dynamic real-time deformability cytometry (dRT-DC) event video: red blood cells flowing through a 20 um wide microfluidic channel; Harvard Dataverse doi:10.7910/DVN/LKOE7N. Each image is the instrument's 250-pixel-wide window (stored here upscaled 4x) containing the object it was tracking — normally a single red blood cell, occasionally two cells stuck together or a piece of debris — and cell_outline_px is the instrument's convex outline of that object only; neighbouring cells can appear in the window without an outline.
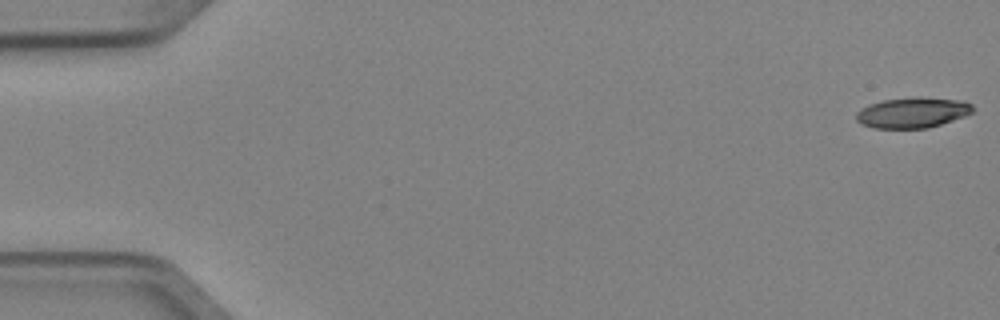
{"species": "Egyptian fruit bat (a non-hibernating species)", "species_latin": "Rousettus aegyptiacus", "temperature_condition": "cold", "stored_images_in_passage": 5, "camera_frame_rate_fps": 3000, "um_per_image_px": 0.085, "animal": {"sex": "female"}, "frame": {"image": 1, "passage_image": 1, "time_ms": 0.0, "image_size_px": [1000, 320], "cell_outline_px": [[972, 112], [964, 116], [928, 128], [876, 128], [864, 124], [856, 120], [856, 112], [860, 108], [868, 104], [884, 100], [964, 100], [972, 104]], "centroid_in_image_um": [77.52, 9.62], "position_along_channel_um": 7.5, "area_um2": 19.59}}
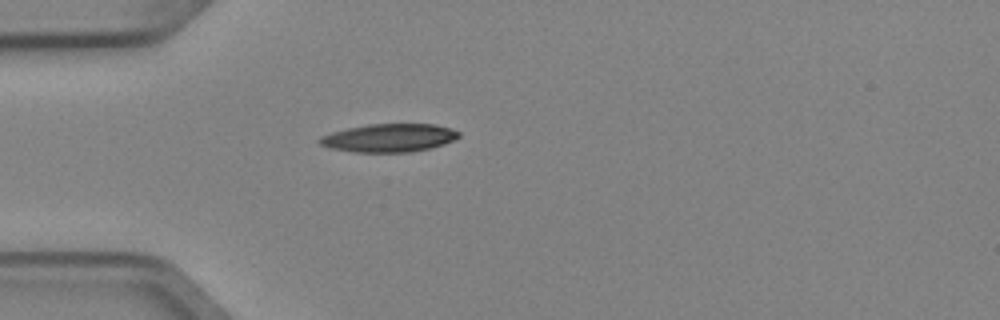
{"frame": {"image": 2, "passage_image": 5, "time_ms": 1.333, "image_size_px": [1000, 320], "cell_outline_px": [[460, 136], [444, 144], [428, 148], [408, 152], [352, 152], [332, 148], [320, 144], [316, 140], [320, 136], [332, 132], [348, 128], [368, 124], [436, 124], [452, 128], [460, 132]], "centroid_in_image_um": [33.06, 11.71], "position_along_channel_um": 51.9, "area_um2": 22.83}}